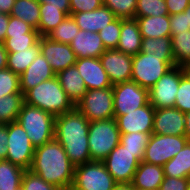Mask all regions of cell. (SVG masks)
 <instances>
[{
    "label": "cell",
    "mask_w": 190,
    "mask_h": 190,
    "mask_svg": "<svg viewBox=\"0 0 190 190\" xmlns=\"http://www.w3.org/2000/svg\"><path fill=\"white\" fill-rule=\"evenodd\" d=\"M163 170L167 177L190 178V142L163 165Z\"/></svg>",
    "instance_id": "484cf974"
},
{
    "label": "cell",
    "mask_w": 190,
    "mask_h": 190,
    "mask_svg": "<svg viewBox=\"0 0 190 190\" xmlns=\"http://www.w3.org/2000/svg\"><path fill=\"white\" fill-rule=\"evenodd\" d=\"M29 170L61 190L72 188L75 166L56 139L35 148Z\"/></svg>",
    "instance_id": "6da1fadb"
},
{
    "label": "cell",
    "mask_w": 190,
    "mask_h": 190,
    "mask_svg": "<svg viewBox=\"0 0 190 190\" xmlns=\"http://www.w3.org/2000/svg\"><path fill=\"white\" fill-rule=\"evenodd\" d=\"M75 107L90 122L114 118L113 86L87 90Z\"/></svg>",
    "instance_id": "9c48e42d"
},
{
    "label": "cell",
    "mask_w": 190,
    "mask_h": 190,
    "mask_svg": "<svg viewBox=\"0 0 190 190\" xmlns=\"http://www.w3.org/2000/svg\"><path fill=\"white\" fill-rule=\"evenodd\" d=\"M26 33L39 32L23 20L9 15V23L6 32V38H10L11 35H23Z\"/></svg>",
    "instance_id": "7bdbcfd3"
},
{
    "label": "cell",
    "mask_w": 190,
    "mask_h": 190,
    "mask_svg": "<svg viewBox=\"0 0 190 190\" xmlns=\"http://www.w3.org/2000/svg\"><path fill=\"white\" fill-rule=\"evenodd\" d=\"M68 15L59 10L58 7L48 6V3H40V20L38 32L40 36H47L53 31Z\"/></svg>",
    "instance_id": "83f0119b"
},
{
    "label": "cell",
    "mask_w": 190,
    "mask_h": 190,
    "mask_svg": "<svg viewBox=\"0 0 190 190\" xmlns=\"http://www.w3.org/2000/svg\"><path fill=\"white\" fill-rule=\"evenodd\" d=\"M21 187L23 190H61L57 186L47 183L40 176L32 173L30 170H25Z\"/></svg>",
    "instance_id": "b9f144b4"
},
{
    "label": "cell",
    "mask_w": 190,
    "mask_h": 190,
    "mask_svg": "<svg viewBox=\"0 0 190 190\" xmlns=\"http://www.w3.org/2000/svg\"><path fill=\"white\" fill-rule=\"evenodd\" d=\"M189 178L164 177L159 190H188Z\"/></svg>",
    "instance_id": "f6af8a7d"
},
{
    "label": "cell",
    "mask_w": 190,
    "mask_h": 190,
    "mask_svg": "<svg viewBox=\"0 0 190 190\" xmlns=\"http://www.w3.org/2000/svg\"><path fill=\"white\" fill-rule=\"evenodd\" d=\"M40 53L47 59L56 74L73 66L77 60L70 44L53 41L47 36L40 37Z\"/></svg>",
    "instance_id": "9a60e30c"
},
{
    "label": "cell",
    "mask_w": 190,
    "mask_h": 190,
    "mask_svg": "<svg viewBox=\"0 0 190 190\" xmlns=\"http://www.w3.org/2000/svg\"><path fill=\"white\" fill-rule=\"evenodd\" d=\"M142 38L171 37L170 15L135 17Z\"/></svg>",
    "instance_id": "d4e9b609"
},
{
    "label": "cell",
    "mask_w": 190,
    "mask_h": 190,
    "mask_svg": "<svg viewBox=\"0 0 190 190\" xmlns=\"http://www.w3.org/2000/svg\"><path fill=\"white\" fill-rule=\"evenodd\" d=\"M89 122L76 107L55 118V139L63 146L75 167L91 161Z\"/></svg>",
    "instance_id": "7a4b0ae2"
},
{
    "label": "cell",
    "mask_w": 190,
    "mask_h": 190,
    "mask_svg": "<svg viewBox=\"0 0 190 190\" xmlns=\"http://www.w3.org/2000/svg\"><path fill=\"white\" fill-rule=\"evenodd\" d=\"M175 66H190V30L171 37Z\"/></svg>",
    "instance_id": "1f68e13d"
},
{
    "label": "cell",
    "mask_w": 190,
    "mask_h": 190,
    "mask_svg": "<svg viewBox=\"0 0 190 190\" xmlns=\"http://www.w3.org/2000/svg\"><path fill=\"white\" fill-rule=\"evenodd\" d=\"M24 172L25 169L9 160H0V190H16L21 187Z\"/></svg>",
    "instance_id": "f546056e"
},
{
    "label": "cell",
    "mask_w": 190,
    "mask_h": 190,
    "mask_svg": "<svg viewBox=\"0 0 190 190\" xmlns=\"http://www.w3.org/2000/svg\"><path fill=\"white\" fill-rule=\"evenodd\" d=\"M103 5L109 8L117 18H135L137 0H103Z\"/></svg>",
    "instance_id": "8d00e7d4"
},
{
    "label": "cell",
    "mask_w": 190,
    "mask_h": 190,
    "mask_svg": "<svg viewBox=\"0 0 190 190\" xmlns=\"http://www.w3.org/2000/svg\"><path fill=\"white\" fill-rule=\"evenodd\" d=\"M103 6V0H70V14L93 11Z\"/></svg>",
    "instance_id": "ee69618b"
},
{
    "label": "cell",
    "mask_w": 190,
    "mask_h": 190,
    "mask_svg": "<svg viewBox=\"0 0 190 190\" xmlns=\"http://www.w3.org/2000/svg\"><path fill=\"white\" fill-rule=\"evenodd\" d=\"M144 152H131L119 143L103 163L117 184L131 183L139 163L143 161Z\"/></svg>",
    "instance_id": "52a82bcc"
},
{
    "label": "cell",
    "mask_w": 190,
    "mask_h": 190,
    "mask_svg": "<svg viewBox=\"0 0 190 190\" xmlns=\"http://www.w3.org/2000/svg\"><path fill=\"white\" fill-rule=\"evenodd\" d=\"M189 30L190 26H187L186 14L184 12L170 15L171 37L177 33H182L183 31Z\"/></svg>",
    "instance_id": "bcb514c9"
},
{
    "label": "cell",
    "mask_w": 190,
    "mask_h": 190,
    "mask_svg": "<svg viewBox=\"0 0 190 190\" xmlns=\"http://www.w3.org/2000/svg\"><path fill=\"white\" fill-rule=\"evenodd\" d=\"M73 17L80 30L99 32L117 17L104 5L93 11L78 12L70 14Z\"/></svg>",
    "instance_id": "44dd1931"
},
{
    "label": "cell",
    "mask_w": 190,
    "mask_h": 190,
    "mask_svg": "<svg viewBox=\"0 0 190 190\" xmlns=\"http://www.w3.org/2000/svg\"><path fill=\"white\" fill-rule=\"evenodd\" d=\"M79 30L73 17L67 16L47 37L56 42L70 44Z\"/></svg>",
    "instance_id": "d6a6232c"
},
{
    "label": "cell",
    "mask_w": 190,
    "mask_h": 190,
    "mask_svg": "<svg viewBox=\"0 0 190 190\" xmlns=\"http://www.w3.org/2000/svg\"><path fill=\"white\" fill-rule=\"evenodd\" d=\"M185 137L190 142V112L185 113Z\"/></svg>",
    "instance_id": "db71d44e"
},
{
    "label": "cell",
    "mask_w": 190,
    "mask_h": 190,
    "mask_svg": "<svg viewBox=\"0 0 190 190\" xmlns=\"http://www.w3.org/2000/svg\"><path fill=\"white\" fill-rule=\"evenodd\" d=\"M39 33H26L23 35H11L10 38H6L4 46L7 52H17L31 48L39 42Z\"/></svg>",
    "instance_id": "e575fe53"
},
{
    "label": "cell",
    "mask_w": 190,
    "mask_h": 190,
    "mask_svg": "<svg viewBox=\"0 0 190 190\" xmlns=\"http://www.w3.org/2000/svg\"><path fill=\"white\" fill-rule=\"evenodd\" d=\"M56 76L47 59L39 53L30 66L20 75V90L24 95L43 81Z\"/></svg>",
    "instance_id": "d6986e66"
},
{
    "label": "cell",
    "mask_w": 190,
    "mask_h": 190,
    "mask_svg": "<svg viewBox=\"0 0 190 190\" xmlns=\"http://www.w3.org/2000/svg\"><path fill=\"white\" fill-rule=\"evenodd\" d=\"M188 142L185 136L151 134L145 148L143 162L163 166Z\"/></svg>",
    "instance_id": "8fae6325"
},
{
    "label": "cell",
    "mask_w": 190,
    "mask_h": 190,
    "mask_svg": "<svg viewBox=\"0 0 190 190\" xmlns=\"http://www.w3.org/2000/svg\"><path fill=\"white\" fill-rule=\"evenodd\" d=\"M78 69L87 90L112 87L99 58H81L74 64Z\"/></svg>",
    "instance_id": "ac0fdd59"
},
{
    "label": "cell",
    "mask_w": 190,
    "mask_h": 190,
    "mask_svg": "<svg viewBox=\"0 0 190 190\" xmlns=\"http://www.w3.org/2000/svg\"><path fill=\"white\" fill-rule=\"evenodd\" d=\"M186 72V67L174 66L149 89V103L154 109L175 106L180 79Z\"/></svg>",
    "instance_id": "30bf717a"
},
{
    "label": "cell",
    "mask_w": 190,
    "mask_h": 190,
    "mask_svg": "<svg viewBox=\"0 0 190 190\" xmlns=\"http://www.w3.org/2000/svg\"><path fill=\"white\" fill-rule=\"evenodd\" d=\"M112 86L131 81L132 56L117 49L105 50L99 57Z\"/></svg>",
    "instance_id": "5bb4252c"
},
{
    "label": "cell",
    "mask_w": 190,
    "mask_h": 190,
    "mask_svg": "<svg viewBox=\"0 0 190 190\" xmlns=\"http://www.w3.org/2000/svg\"><path fill=\"white\" fill-rule=\"evenodd\" d=\"M55 116L24 102L17 122L36 148L55 139Z\"/></svg>",
    "instance_id": "277c9868"
},
{
    "label": "cell",
    "mask_w": 190,
    "mask_h": 190,
    "mask_svg": "<svg viewBox=\"0 0 190 190\" xmlns=\"http://www.w3.org/2000/svg\"><path fill=\"white\" fill-rule=\"evenodd\" d=\"M151 134L132 132L120 135V144L131 152L145 151Z\"/></svg>",
    "instance_id": "ab89813d"
},
{
    "label": "cell",
    "mask_w": 190,
    "mask_h": 190,
    "mask_svg": "<svg viewBox=\"0 0 190 190\" xmlns=\"http://www.w3.org/2000/svg\"><path fill=\"white\" fill-rule=\"evenodd\" d=\"M77 59L99 58L106 50L97 32L79 30L70 43Z\"/></svg>",
    "instance_id": "ffe728a7"
},
{
    "label": "cell",
    "mask_w": 190,
    "mask_h": 190,
    "mask_svg": "<svg viewBox=\"0 0 190 190\" xmlns=\"http://www.w3.org/2000/svg\"><path fill=\"white\" fill-rule=\"evenodd\" d=\"M174 66V56H156L154 53L139 52L135 56H132L131 81L149 90Z\"/></svg>",
    "instance_id": "5b68a950"
},
{
    "label": "cell",
    "mask_w": 190,
    "mask_h": 190,
    "mask_svg": "<svg viewBox=\"0 0 190 190\" xmlns=\"http://www.w3.org/2000/svg\"><path fill=\"white\" fill-rule=\"evenodd\" d=\"M163 166L140 162L132 179V186L142 190H159L164 180Z\"/></svg>",
    "instance_id": "603a6c76"
},
{
    "label": "cell",
    "mask_w": 190,
    "mask_h": 190,
    "mask_svg": "<svg viewBox=\"0 0 190 190\" xmlns=\"http://www.w3.org/2000/svg\"><path fill=\"white\" fill-rule=\"evenodd\" d=\"M186 70L190 74V66L186 67Z\"/></svg>",
    "instance_id": "6f0895ef"
},
{
    "label": "cell",
    "mask_w": 190,
    "mask_h": 190,
    "mask_svg": "<svg viewBox=\"0 0 190 190\" xmlns=\"http://www.w3.org/2000/svg\"><path fill=\"white\" fill-rule=\"evenodd\" d=\"M142 36L136 18H121V31L118 46L121 53L135 56L141 52Z\"/></svg>",
    "instance_id": "7402d4cb"
},
{
    "label": "cell",
    "mask_w": 190,
    "mask_h": 190,
    "mask_svg": "<svg viewBox=\"0 0 190 190\" xmlns=\"http://www.w3.org/2000/svg\"><path fill=\"white\" fill-rule=\"evenodd\" d=\"M9 23V14L0 12V43H4Z\"/></svg>",
    "instance_id": "f907efd6"
},
{
    "label": "cell",
    "mask_w": 190,
    "mask_h": 190,
    "mask_svg": "<svg viewBox=\"0 0 190 190\" xmlns=\"http://www.w3.org/2000/svg\"><path fill=\"white\" fill-rule=\"evenodd\" d=\"M116 184L103 161H90L75 167L71 190H114Z\"/></svg>",
    "instance_id": "ba28073f"
},
{
    "label": "cell",
    "mask_w": 190,
    "mask_h": 190,
    "mask_svg": "<svg viewBox=\"0 0 190 190\" xmlns=\"http://www.w3.org/2000/svg\"><path fill=\"white\" fill-rule=\"evenodd\" d=\"M121 18H116L105 28L98 32L106 50L116 49L120 39Z\"/></svg>",
    "instance_id": "74e56055"
},
{
    "label": "cell",
    "mask_w": 190,
    "mask_h": 190,
    "mask_svg": "<svg viewBox=\"0 0 190 190\" xmlns=\"http://www.w3.org/2000/svg\"><path fill=\"white\" fill-rule=\"evenodd\" d=\"M56 76L69 99L76 105L87 92L83 78L76 66L73 65L61 70Z\"/></svg>",
    "instance_id": "cb8c5ba5"
},
{
    "label": "cell",
    "mask_w": 190,
    "mask_h": 190,
    "mask_svg": "<svg viewBox=\"0 0 190 190\" xmlns=\"http://www.w3.org/2000/svg\"><path fill=\"white\" fill-rule=\"evenodd\" d=\"M7 133L8 153L6 160L25 170H29L32 165L35 147L32 145L27 133L17 121L7 124Z\"/></svg>",
    "instance_id": "7c38bea8"
},
{
    "label": "cell",
    "mask_w": 190,
    "mask_h": 190,
    "mask_svg": "<svg viewBox=\"0 0 190 190\" xmlns=\"http://www.w3.org/2000/svg\"><path fill=\"white\" fill-rule=\"evenodd\" d=\"M114 190H133V186L131 183L116 184Z\"/></svg>",
    "instance_id": "11a10c76"
},
{
    "label": "cell",
    "mask_w": 190,
    "mask_h": 190,
    "mask_svg": "<svg viewBox=\"0 0 190 190\" xmlns=\"http://www.w3.org/2000/svg\"><path fill=\"white\" fill-rule=\"evenodd\" d=\"M142 53H154L156 56H174L171 37L143 38Z\"/></svg>",
    "instance_id": "836d02e7"
},
{
    "label": "cell",
    "mask_w": 190,
    "mask_h": 190,
    "mask_svg": "<svg viewBox=\"0 0 190 190\" xmlns=\"http://www.w3.org/2000/svg\"><path fill=\"white\" fill-rule=\"evenodd\" d=\"M15 0H0V12L10 14Z\"/></svg>",
    "instance_id": "f5cc1de1"
},
{
    "label": "cell",
    "mask_w": 190,
    "mask_h": 190,
    "mask_svg": "<svg viewBox=\"0 0 190 190\" xmlns=\"http://www.w3.org/2000/svg\"><path fill=\"white\" fill-rule=\"evenodd\" d=\"M9 15L23 20L38 31L40 3L38 0H15Z\"/></svg>",
    "instance_id": "4316f807"
},
{
    "label": "cell",
    "mask_w": 190,
    "mask_h": 190,
    "mask_svg": "<svg viewBox=\"0 0 190 190\" xmlns=\"http://www.w3.org/2000/svg\"><path fill=\"white\" fill-rule=\"evenodd\" d=\"M152 133L185 136V113L176 107L155 109Z\"/></svg>",
    "instance_id": "e0dca14e"
},
{
    "label": "cell",
    "mask_w": 190,
    "mask_h": 190,
    "mask_svg": "<svg viewBox=\"0 0 190 190\" xmlns=\"http://www.w3.org/2000/svg\"><path fill=\"white\" fill-rule=\"evenodd\" d=\"M8 52L3 43H0V70L7 68Z\"/></svg>",
    "instance_id": "816d5d0a"
},
{
    "label": "cell",
    "mask_w": 190,
    "mask_h": 190,
    "mask_svg": "<svg viewBox=\"0 0 190 190\" xmlns=\"http://www.w3.org/2000/svg\"><path fill=\"white\" fill-rule=\"evenodd\" d=\"M39 3H48V6L58 7L70 16V0H38Z\"/></svg>",
    "instance_id": "681fc988"
},
{
    "label": "cell",
    "mask_w": 190,
    "mask_h": 190,
    "mask_svg": "<svg viewBox=\"0 0 190 190\" xmlns=\"http://www.w3.org/2000/svg\"><path fill=\"white\" fill-rule=\"evenodd\" d=\"M169 15L165 0H137L135 17Z\"/></svg>",
    "instance_id": "d590c367"
},
{
    "label": "cell",
    "mask_w": 190,
    "mask_h": 190,
    "mask_svg": "<svg viewBox=\"0 0 190 190\" xmlns=\"http://www.w3.org/2000/svg\"><path fill=\"white\" fill-rule=\"evenodd\" d=\"M174 107L183 113L190 112V74L188 72L180 79Z\"/></svg>",
    "instance_id": "60d3db41"
},
{
    "label": "cell",
    "mask_w": 190,
    "mask_h": 190,
    "mask_svg": "<svg viewBox=\"0 0 190 190\" xmlns=\"http://www.w3.org/2000/svg\"><path fill=\"white\" fill-rule=\"evenodd\" d=\"M155 109L148 103L132 112L117 116L116 122L120 134L140 132L152 134Z\"/></svg>",
    "instance_id": "2e32d148"
},
{
    "label": "cell",
    "mask_w": 190,
    "mask_h": 190,
    "mask_svg": "<svg viewBox=\"0 0 190 190\" xmlns=\"http://www.w3.org/2000/svg\"><path fill=\"white\" fill-rule=\"evenodd\" d=\"M149 103V90L134 81L113 86L114 118L132 112Z\"/></svg>",
    "instance_id": "4fadbf2b"
},
{
    "label": "cell",
    "mask_w": 190,
    "mask_h": 190,
    "mask_svg": "<svg viewBox=\"0 0 190 190\" xmlns=\"http://www.w3.org/2000/svg\"><path fill=\"white\" fill-rule=\"evenodd\" d=\"M23 104L24 95L22 93L0 97V124L16 121Z\"/></svg>",
    "instance_id": "4dcf8cb0"
},
{
    "label": "cell",
    "mask_w": 190,
    "mask_h": 190,
    "mask_svg": "<svg viewBox=\"0 0 190 190\" xmlns=\"http://www.w3.org/2000/svg\"><path fill=\"white\" fill-rule=\"evenodd\" d=\"M21 93L20 76L8 68L0 70V97Z\"/></svg>",
    "instance_id": "f35d334b"
},
{
    "label": "cell",
    "mask_w": 190,
    "mask_h": 190,
    "mask_svg": "<svg viewBox=\"0 0 190 190\" xmlns=\"http://www.w3.org/2000/svg\"><path fill=\"white\" fill-rule=\"evenodd\" d=\"M7 143H8V133L7 124H0V160H6L7 158Z\"/></svg>",
    "instance_id": "c3c4849f"
},
{
    "label": "cell",
    "mask_w": 190,
    "mask_h": 190,
    "mask_svg": "<svg viewBox=\"0 0 190 190\" xmlns=\"http://www.w3.org/2000/svg\"><path fill=\"white\" fill-rule=\"evenodd\" d=\"M115 118L89 122L88 145L91 161H103L120 143Z\"/></svg>",
    "instance_id": "8992f818"
},
{
    "label": "cell",
    "mask_w": 190,
    "mask_h": 190,
    "mask_svg": "<svg viewBox=\"0 0 190 190\" xmlns=\"http://www.w3.org/2000/svg\"><path fill=\"white\" fill-rule=\"evenodd\" d=\"M183 12L186 14L187 26H190V4Z\"/></svg>",
    "instance_id": "9f6ffc18"
},
{
    "label": "cell",
    "mask_w": 190,
    "mask_h": 190,
    "mask_svg": "<svg viewBox=\"0 0 190 190\" xmlns=\"http://www.w3.org/2000/svg\"><path fill=\"white\" fill-rule=\"evenodd\" d=\"M24 102L36 106L55 117L75 108V105L60 85L57 76L28 90L24 94Z\"/></svg>",
    "instance_id": "3957f363"
},
{
    "label": "cell",
    "mask_w": 190,
    "mask_h": 190,
    "mask_svg": "<svg viewBox=\"0 0 190 190\" xmlns=\"http://www.w3.org/2000/svg\"><path fill=\"white\" fill-rule=\"evenodd\" d=\"M169 15L183 12L190 4V0H165Z\"/></svg>",
    "instance_id": "7dc6e473"
},
{
    "label": "cell",
    "mask_w": 190,
    "mask_h": 190,
    "mask_svg": "<svg viewBox=\"0 0 190 190\" xmlns=\"http://www.w3.org/2000/svg\"><path fill=\"white\" fill-rule=\"evenodd\" d=\"M40 53V39L37 44L29 49L8 52L7 68L17 75H21Z\"/></svg>",
    "instance_id": "f1b7e54d"
}]
</instances>
